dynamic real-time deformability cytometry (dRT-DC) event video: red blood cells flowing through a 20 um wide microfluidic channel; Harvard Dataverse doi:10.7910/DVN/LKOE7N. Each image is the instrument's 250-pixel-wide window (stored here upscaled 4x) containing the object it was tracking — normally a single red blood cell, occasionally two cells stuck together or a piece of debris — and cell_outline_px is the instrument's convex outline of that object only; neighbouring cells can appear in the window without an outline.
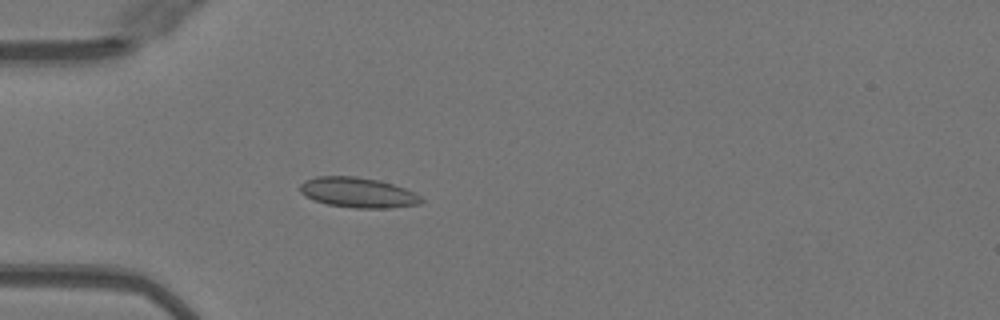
{"species": "Egyptian fruit bat (a non-hibernating species)", "species_latin": "Rousettus aegyptiacus", "temperature_condition": "warm", "stored_images_in_passage": 36, "camera_frame_rate_fps": 3000, "um_per_image_px": 0.085, "animal": {"sex": "female"}, "frame": {"image": 1, "passage_image": 1, "time_ms": 0.0, "image_size_px": [1000, 320], "cell_outline_px": [[424, 200], [420, 204], [392, 208], [356, 208], [328, 204], [304, 196], [300, 192], [300, 184], [304, 180], [316, 176], [356, 176], [380, 180], [404, 188], [420, 196]], "centroid_in_image_um": [30.41, 16.36], "position_along_channel_um": 54.6, "area_um2": 21.33}}
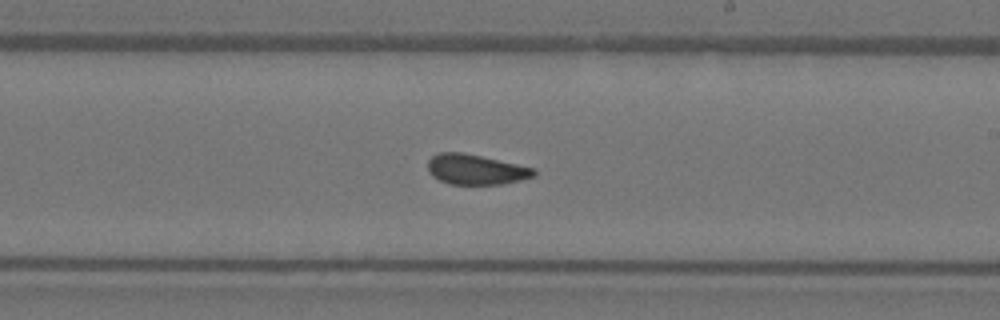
{"frame": {"image": 2, "passage_image": 16, "time_ms": 5.0, "image_size_px": [1000, 320], "cell_outline_px": [[536, 176], [504, 184], [448, 184], [432, 176], [428, 172], [428, 160], [432, 156], [440, 152], [464, 152], [536, 168]], "centroid_in_image_um": [40.45, 14.4], "position_along_channel_um": 248.5, "area_um2": 18.84}}
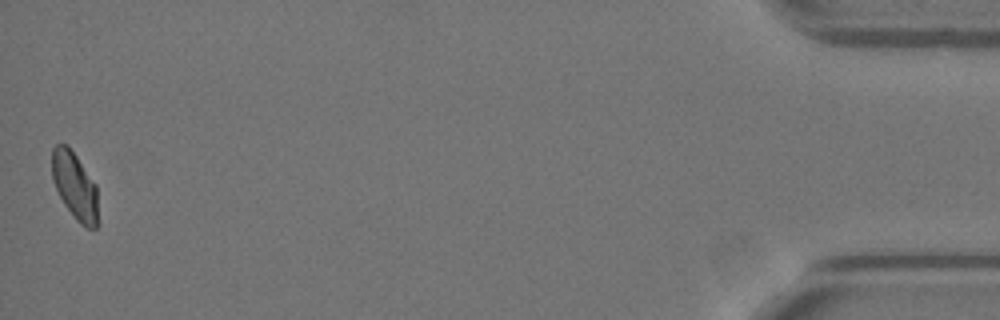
{"frame": {"image": 3, "passage_image": 36, "time_ms": 11.667, "image_size_px": [1000, 320], "cell_outline_px": [[96, 228], [88, 228], [80, 224], [76, 220], [64, 204], [52, 180], [52, 148], [56, 144], [68, 144], [96, 184]], "centroid_in_image_um": [6.32, 15.75], "position_along_channel_um": 428.9, "area_um2": 17.8}}